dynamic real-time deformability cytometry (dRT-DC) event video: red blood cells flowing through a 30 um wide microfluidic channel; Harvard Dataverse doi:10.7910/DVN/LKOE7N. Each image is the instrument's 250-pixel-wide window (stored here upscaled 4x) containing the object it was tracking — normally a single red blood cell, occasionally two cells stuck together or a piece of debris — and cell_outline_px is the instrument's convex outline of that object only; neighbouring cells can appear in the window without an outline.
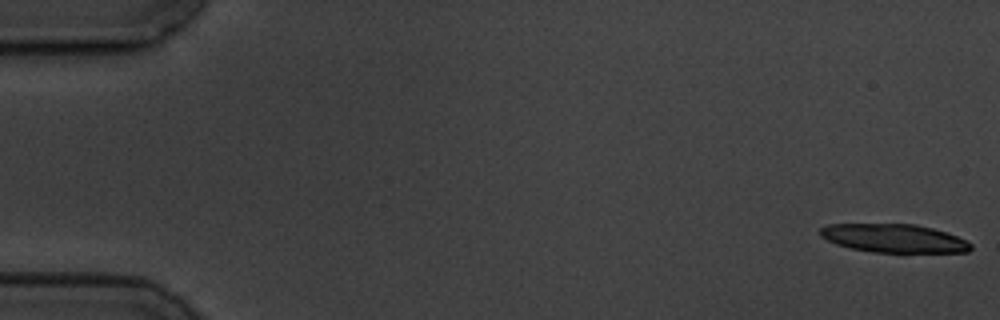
{"species": "common noctule bat (a hibernating species)", "species_latin": "Nyctalus noctula", "temperature_condition": "cold", "stored_images_in_passage": 6, "camera_frame_rate_fps": 3000, "um_per_image_px": 0.085, "animal": {"sex": "male", "body_mass_g": 19.5, "forearm_length_mm": 54.6}, "frame": {"image": 1, "passage_image": 1, "time_ms": 0.0, "image_size_px": [1000, 320], "cell_outline_px": [[972, 248], [968, 252], [904, 256], [872, 252], [852, 248], [836, 244], [820, 236], [820, 228], [828, 224], [916, 224], [932, 228], [956, 236], [972, 244]], "centroid_in_image_um": [76.06, 20.32], "position_along_channel_um": 8.9, "area_um2": 26.13}}
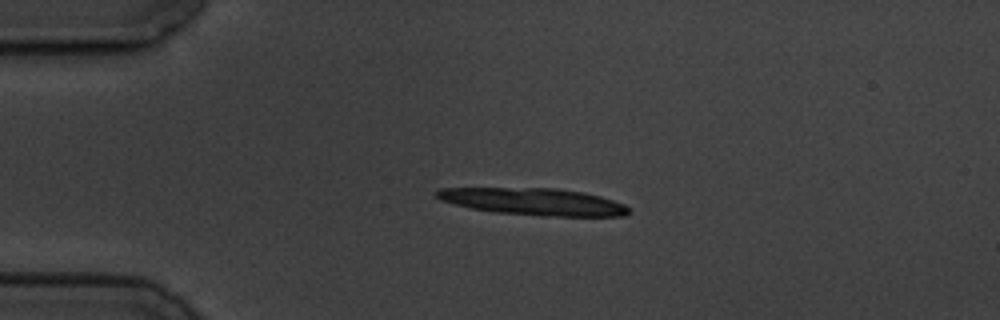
{"frame": {"image": 2, "passage_image": 4, "time_ms": 4.0, "image_size_px": [1000, 320], "cell_outline_px": [[632, 212], [624, 216], [540, 216], [496, 212], [472, 208], [440, 200], [436, 196], [436, 192], [440, 188], [556, 188], [584, 192], [600, 196], [624, 204]], "centroid_in_image_um": [45.4, 17.14], "position_along_channel_um": 39.6, "area_um2": 30.17}}